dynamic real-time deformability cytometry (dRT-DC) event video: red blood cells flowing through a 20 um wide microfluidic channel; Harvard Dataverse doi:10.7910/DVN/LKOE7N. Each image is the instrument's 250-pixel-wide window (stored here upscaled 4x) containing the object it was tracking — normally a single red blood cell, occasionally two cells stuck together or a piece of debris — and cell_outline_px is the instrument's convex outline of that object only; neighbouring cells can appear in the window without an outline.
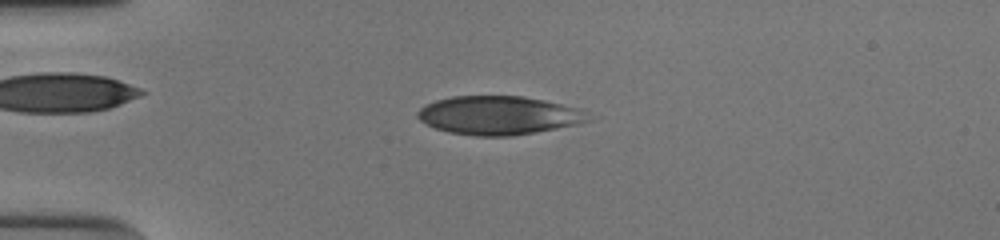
{"species": "human", "species_latin": "Homo sapiens", "temperature_condition": "cold", "stored_images_in_passage": 44, "camera_frame_rate_fps": 3000, "um_per_image_px": 0.085, "donor": {"sex": "male"}, "frame": {"image": 1, "passage_image": 5, "time_ms": 1.333, "image_size_px": [1000, 240], "cell_outline_px": [[592, 120], [580, 124], [512, 136], [476, 136], [448, 132], [436, 128], [420, 120], [416, 116], [416, 112], [420, 108], [436, 100], [452, 96], [524, 96], [544, 100], [580, 108]], "centroid_in_image_um": [42.4, 9.8], "position_along_channel_um": 42.6, "area_um2": 38.38}}
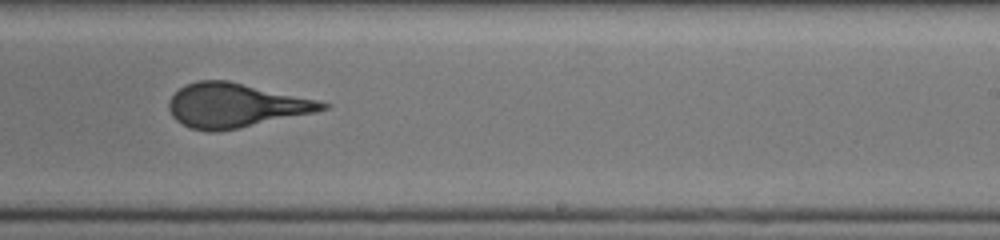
{"frame": {"image": 2, "passage_image": 25, "time_ms": 8.0, "image_size_px": [1000, 240], "cell_outline_px": [[332, 104], [328, 108], [312, 112], [236, 128], [216, 132], [208, 132], [188, 128], [176, 120], [172, 116], [168, 108], [168, 100], [184, 84], [200, 80], [228, 80], [316, 100]], "centroid_in_image_um": [19.92, 8.95], "position_along_channel_um": 269.1, "area_um2": 38.96}}
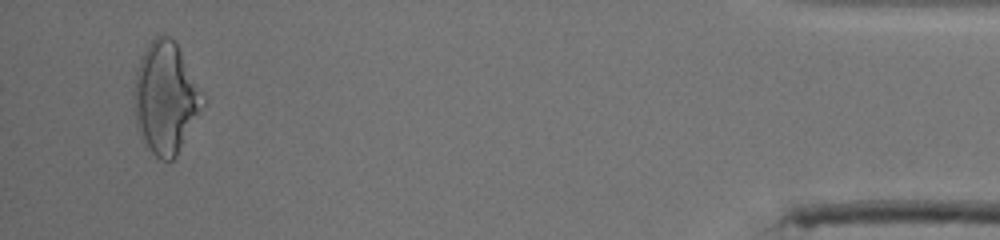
{"frame": {"image": 3, "passage_image": 42, "time_ms": 13.667, "image_size_px": [1000, 240], "cell_outline_px": [[208, 100], [176, 156], [172, 160], [160, 160], [144, 148], [140, 140], [136, 128], [132, 108], [132, 92], [136, 72], [140, 60], [148, 44], [160, 32], [172, 36]], "centroid_in_image_um": [14.05, 8.36], "position_along_channel_um": 421.1, "area_um2": 46.07}, "authors_computed_cell_mechanics": {"area_um2": 39.6508, "velocity_mm_per_s": 3.8946, "shape_relaxation_time_tau1_ms": 3.6655, "shape_relaxation_time_tau2_ms": 0.6724, "deformation_change_tau1": 0.1726, "deformation_change_tau2": 0.0637}}